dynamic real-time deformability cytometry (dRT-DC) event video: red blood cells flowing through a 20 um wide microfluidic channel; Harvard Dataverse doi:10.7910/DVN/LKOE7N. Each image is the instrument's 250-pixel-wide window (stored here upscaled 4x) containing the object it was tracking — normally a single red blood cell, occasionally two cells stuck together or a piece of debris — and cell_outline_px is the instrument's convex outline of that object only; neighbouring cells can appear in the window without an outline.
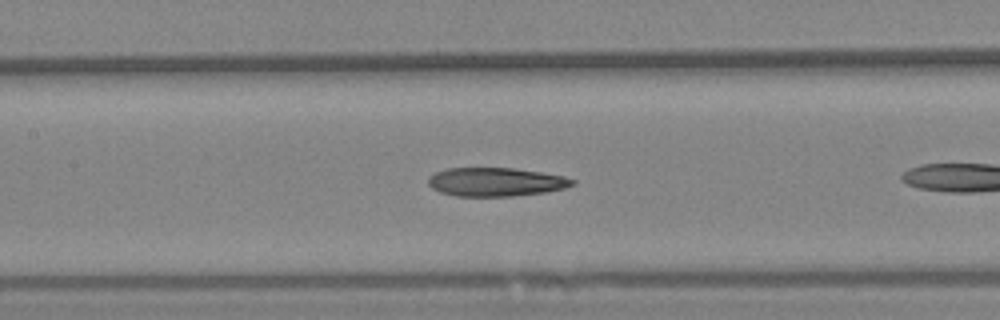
{"species": "Egyptian fruit bat (a non-hibernating species)", "species_latin": "Rousettus aegyptiacus", "temperature_condition": "warm", "stored_images_in_passage": 18, "camera_frame_rate_fps": 3000, "um_per_image_px": 0.085, "animal": {"sex": "female"}, "frame": {"image": 1, "passage_image": 11, "time_ms": 3.333, "image_size_px": [1000, 320], "cell_outline_px": [[576, 184], [564, 188], [544, 192], [512, 196], [456, 196], [440, 192], [432, 188], [428, 184], [428, 176], [436, 172], [448, 168], [516, 168], [564, 176], [576, 180]], "centroid_in_image_um": [42.14, 15.46], "position_along_channel_um": 165.3, "area_um2": 24.1}}